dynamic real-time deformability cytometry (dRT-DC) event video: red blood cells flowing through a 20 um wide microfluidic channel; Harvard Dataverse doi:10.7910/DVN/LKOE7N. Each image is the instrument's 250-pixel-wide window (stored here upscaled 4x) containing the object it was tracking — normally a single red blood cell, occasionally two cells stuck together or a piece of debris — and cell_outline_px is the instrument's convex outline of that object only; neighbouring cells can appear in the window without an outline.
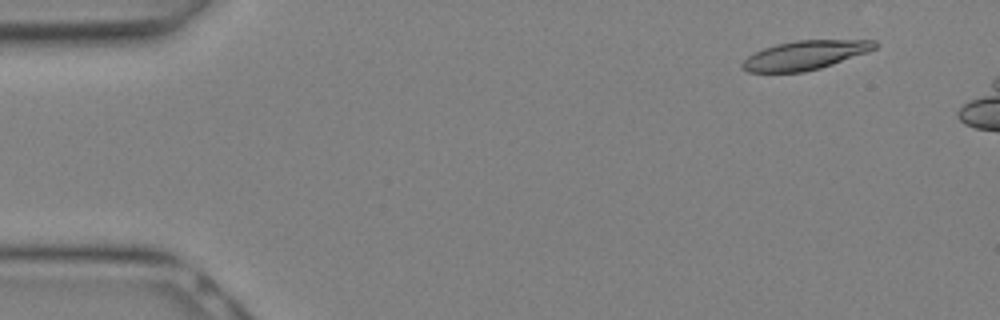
{"species": "Egyptian fruit bat (a non-hibernating species)", "species_latin": "Rousettus aegyptiacus", "temperature_condition": "warm", "stored_images_in_passage": 6, "camera_frame_rate_fps": 3000, "um_per_image_px": 0.085, "animal": {"sex": "female"}, "frame": {"image": 1, "passage_image": 3, "time_ms": 0.667, "image_size_px": [1000, 320], "cell_outline_px": [[876, 48], [816, 68], [800, 72], [752, 72], [744, 68], [744, 60], [748, 56], [756, 52], [780, 44], [800, 40], [872, 40], [876, 44]], "centroid_in_image_um": [68.4, 4.68], "position_along_channel_um": 16.6, "area_um2": 21.04}}